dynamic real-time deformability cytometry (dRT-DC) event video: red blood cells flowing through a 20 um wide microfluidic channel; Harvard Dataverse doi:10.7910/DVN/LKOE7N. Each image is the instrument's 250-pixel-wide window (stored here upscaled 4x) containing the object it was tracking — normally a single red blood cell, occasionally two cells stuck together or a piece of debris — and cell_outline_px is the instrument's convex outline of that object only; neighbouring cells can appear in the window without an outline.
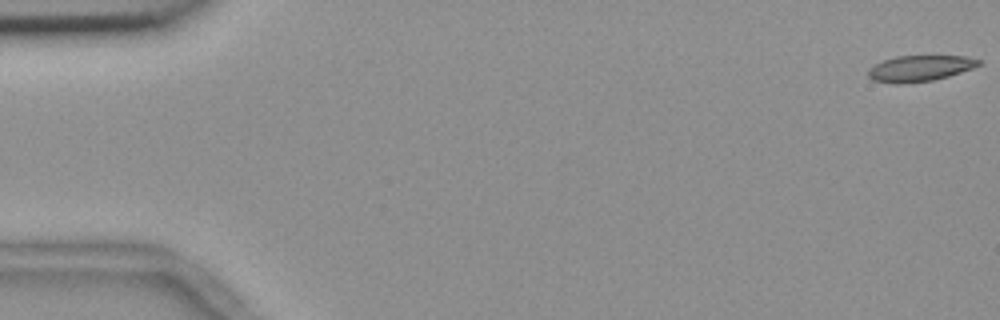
{"species": "common noctule bat (a hibernating species)", "species_latin": "Nyctalus noctula", "temperature_condition": "room temperature", "stored_images_in_passage": 56, "camera_frame_rate_fps": 3000, "um_per_image_px": 0.085, "animal": {"sex": "female", "body_mass_g": 18.4}, "frame": {"image": 1, "passage_image": 1, "time_ms": 0.0, "image_size_px": [1000, 320], "cell_outline_px": [[980, 64], [972, 68], [948, 76], [932, 80], [900, 84], [896, 84], [872, 80], [868, 76], [868, 68], [884, 60], [896, 56], [964, 56], [980, 60]], "centroid_in_image_um": [78.14, 5.81], "position_along_channel_um": 6.9, "area_um2": 16.53}}
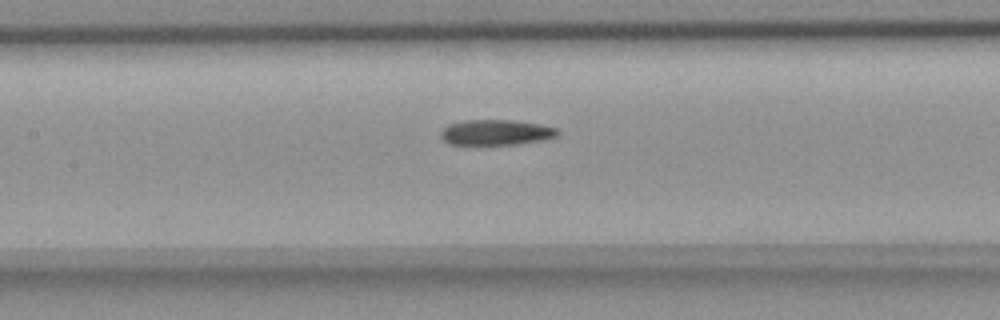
{"frame": {"image": 2, "passage_image": 26, "time_ms": 8.333, "image_size_px": [1000, 320], "cell_outline_px": [[560, 132], [556, 136], [544, 140], [516, 144], [448, 144], [440, 136], [440, 132], [448, 124], [464, 120], [516, 120], [540, 124], [556, 128]], "centroid_in_image_um": [42.16, 11.24], "position_along_channel_um": 165.2, "area_um2": 17.34}}
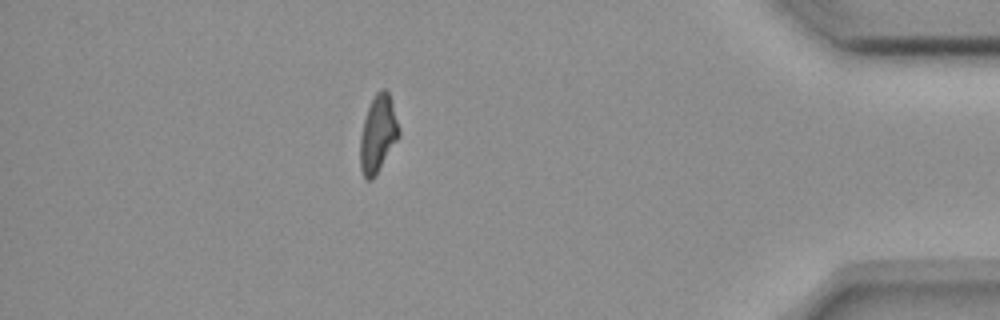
{"frame": {"image": 3, "passage_image": 49, "time_ms": 16.0, "image_size_px": [1000, 320], "cell_outline_px": [[400, 136], [372, 180], [368, 180], [364, 176], [360, 168], [360, 136], [364, 120], [368, 108], [376, 92], [384, 88], [388, 92], [400, 128]], "centroid_in_image_um": [32.13, 11.39], "position_along_channel_um": 403.1, "area_um2": 17.17}}